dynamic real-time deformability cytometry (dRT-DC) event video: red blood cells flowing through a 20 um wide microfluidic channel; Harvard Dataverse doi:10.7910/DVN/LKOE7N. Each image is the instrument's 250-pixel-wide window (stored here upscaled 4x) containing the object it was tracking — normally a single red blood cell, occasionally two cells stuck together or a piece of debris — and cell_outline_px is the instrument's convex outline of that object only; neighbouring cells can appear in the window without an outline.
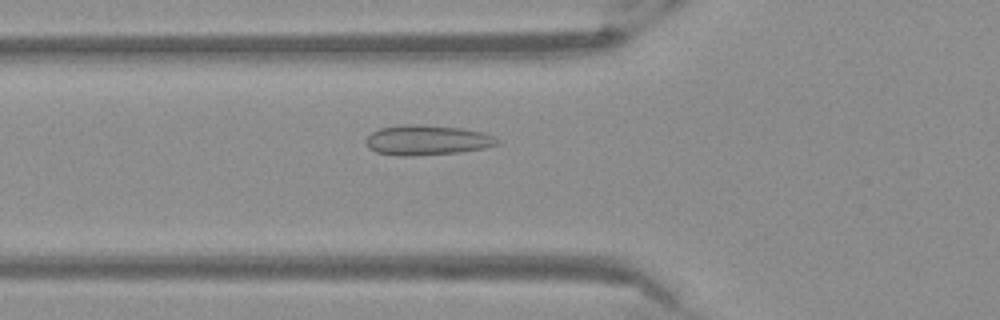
{"species": "Egyptian fruit bat (a non-hibernating species)", "species_latin": "Rousettus aegyptiacus", "temperature_condition": "warm", "stored_images_in_passage": 53, "camera_frame_rate_fps": 3000, "um_per_image_px": 0.085, "frame": {"image": 1, "passage_image": 19, "time_ms": 6.0, "image_size_px": [1000, 320], "cell_outline_px": [[500, 144], [484, 148], [460, 152], [412, 156], [400, 156], [376, 152], [368, 148], [364, 140], [372, 132], [380, 128], [404, 124], [416, 124], [460, 128], [484, 132], [500, 140]], "centroid_in_image_um": [36.29, 11.91], "position_along_channel_um": 89.5, "area_um2": 23.06}}
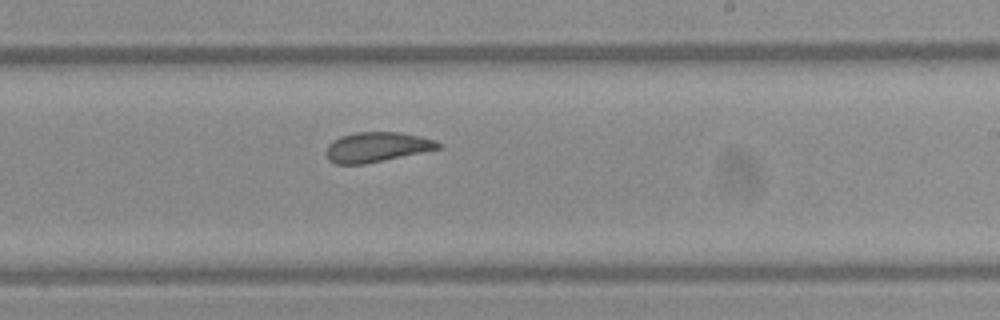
{"frame": {"image": 2, "passage_image": 32, "time_ms": 10.333, "image_size_px": [1000, 320], "cell_outline_px": [[440, 148], [364, 164], [336, 164], [328, 160], [324, 152], [328, 144], [332, 140], [340, 136], [356, 132], [400, 132], [420, 136], [436, 140], [440, 144]], "centroid_in_image_um": [31.96, 12.49], "position_along_channel_um": 257.0, "area_um2": 19.48}}
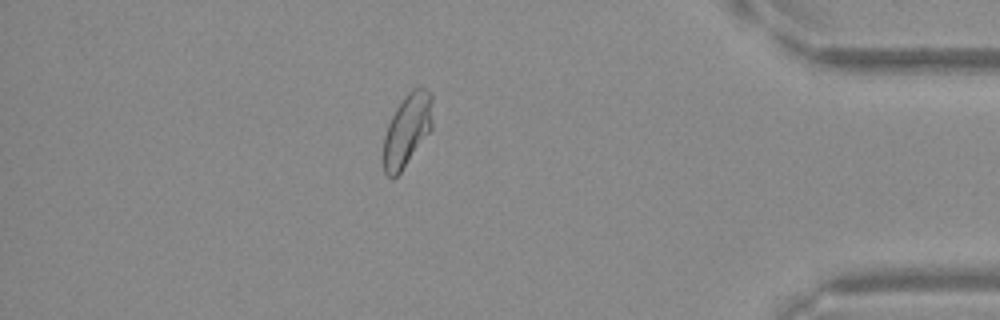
{"frame": {"image": 3, "passage_image": 46, "time_ms": 15.0, "image_size_px": [1000, 320], "cell_outline_px": [[432, 128], [400, 172], [392, 180], [384, 172], [384, 136], [388, 124], [396, 108], [404, 96], [412, 88], [424, 88], [432, 92]], "centroid_in_image_um": [34.61, 11.02], "position_along_channel_um": 400.6, "area_um2": 20.52}}